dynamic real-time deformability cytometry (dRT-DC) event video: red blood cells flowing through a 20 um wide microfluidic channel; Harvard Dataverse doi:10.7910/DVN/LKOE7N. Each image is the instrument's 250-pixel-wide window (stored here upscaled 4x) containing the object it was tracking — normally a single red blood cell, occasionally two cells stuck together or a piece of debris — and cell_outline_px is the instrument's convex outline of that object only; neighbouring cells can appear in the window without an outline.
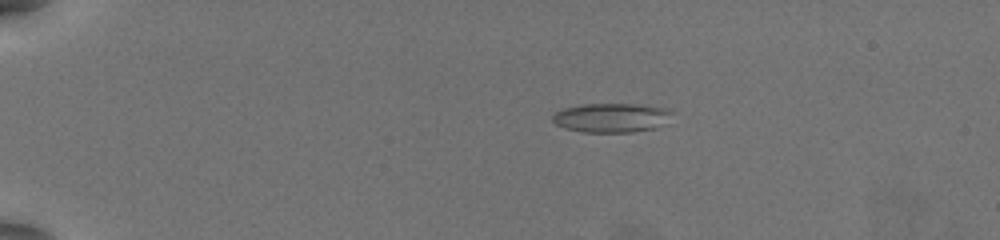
{"species": "common noctule bat (a hibernating species)", "species_latin": "Nyctalus noctula", "temperature_condition": "warm", "stored_images_in_passage": 57, "camera_frame_rate_fps": 3000, "um_per_image_px": 0.085, "animal": {"sex": "female", "body_mass_g": 19.5, "forearm_length_mm": 54.1}, "frame": {"image": 1, "passage_image": 13, "time_ms": 4.0, "image_size_px": [1000, 240], "cell_outline_px": [[672, 112], [656, 128], [632, 132], [584, 132], [564, 128], [556, 124], [552, 120], [552, 116], [556, 112], [564, 108], [584, 104], [636, 104], [664, 108]], "centroid_in_image_um": [51.89, 10.01], "position_along_channel_um": 33.1, "area_um2": 19.94}}
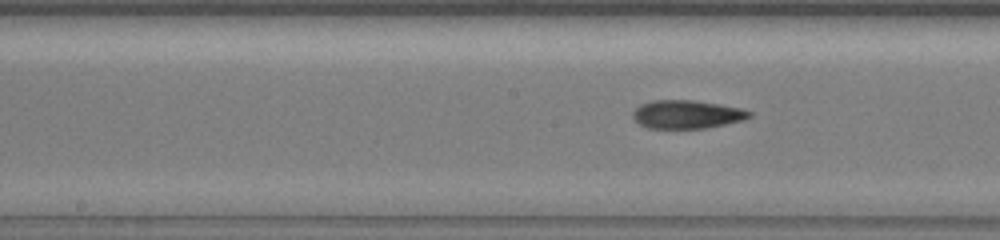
{"frame": {"image": 2, "passage_image": 32, "time_ms": 10.333, "image_size_px": [1000, 240], "cell_outline_px": [[752, 116], [744, 120], [708, 128], [648, 128], [640, 124], [632, 116], [632, 112], [640, 104], [652, 100], [692, 100], [720, 104], [740, 108], [752, 112]], "centroid_in_image_um": [58.4, 9.72], "position_along_channel_um": 189.8, "area_um2": 19.31}}
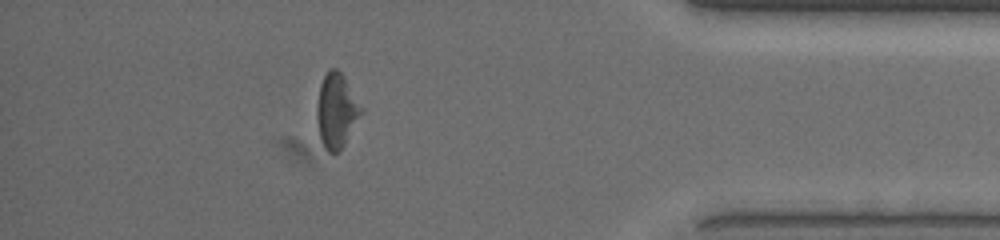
{"frame": {"image": 3, "passage_image": 51, "time_ms": 16.667, "image_size_px": [1000, 240], "cell_outline_px": [[364, 112], [340, 152], [328, 152], [324, 148], [320, 140], [316, 112], [316, 108], [320, 84], [328, 68], [336, 68], [344, 76], [364, 108]], "centroid_in_image_um": [28.62, 9.41], "position_along_channel_um": 406.6, "area_um2": 19.65}, "authors_computed_cell_mechanics": {"area_um2": 19.4786, "velocity_mm_per_s": 3.8879, "shape_relaxation_time_tau1_ms": 9.1192, "shape_relaxation_time_tau2_ms": 4.8554, "deformation_change_tau1": 0.2291, "deformation_change_tau2": 0.1599}}